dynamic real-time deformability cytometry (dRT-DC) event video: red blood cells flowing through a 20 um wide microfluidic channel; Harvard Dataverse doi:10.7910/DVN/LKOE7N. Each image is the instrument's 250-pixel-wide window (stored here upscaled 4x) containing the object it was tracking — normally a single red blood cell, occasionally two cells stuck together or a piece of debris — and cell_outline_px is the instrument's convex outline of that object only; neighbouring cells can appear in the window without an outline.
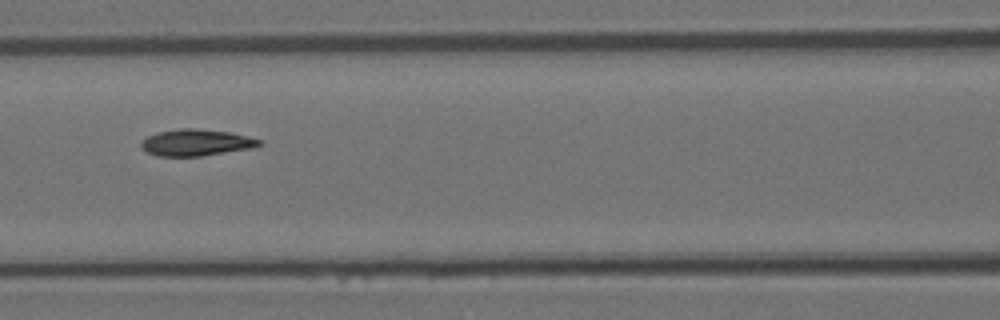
{"species": "Egyptian fruit bat (a non-hibernating species)", "species_latin": "Rousettus aegyptiacus", "temperature_condition": "room temperature", "stored_images_in_passage": 7, "camera_frame_rate_fps": 3000, "um_per_image_px": 0.085, "animal": {"sex": "female"}, "frame": {"image": 1, "passage_image": 7, "time_ms": 2.0, "image_size_px": [1000, 320], "cell_outline_px": [[264, 144], [252, 148], [200, 156], [156, 156], [140, 148], [140, 144], [148, 136], [156, 132], [180, 128], [196, 128], [228, 132], [248, 136], [264, 140]], "centroid_in_image_um": [16.69, 12.11], "position_along_channel_um": 149.9, "area_um2": 18.38}}